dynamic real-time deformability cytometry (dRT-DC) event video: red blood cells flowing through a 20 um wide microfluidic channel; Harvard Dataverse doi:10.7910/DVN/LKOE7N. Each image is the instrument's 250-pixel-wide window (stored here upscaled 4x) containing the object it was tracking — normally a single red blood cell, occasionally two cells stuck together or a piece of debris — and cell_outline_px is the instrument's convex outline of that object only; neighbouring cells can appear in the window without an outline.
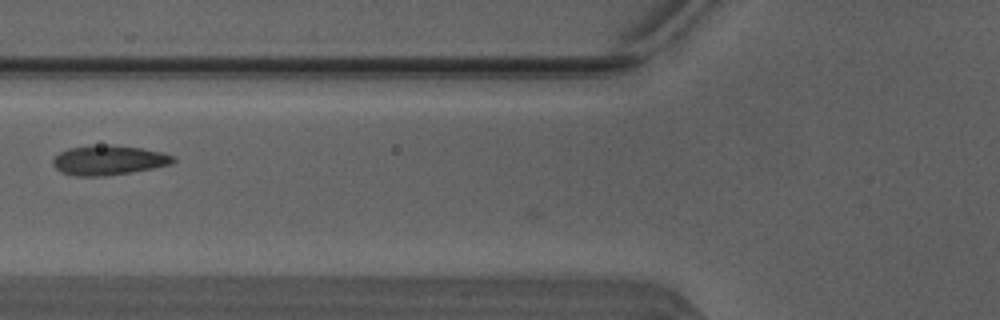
{"species": "Egyptian fruit bat (a non-hibernating species)", "species_latin": "Rousettus aegyptiacus", "temperature_condition": "warm", "stored_images_in_passage": 24, "camera_frame_rate_fps": 3000, "um_per_image_px": 0.085, "animal": {"sex": "male"}, "frame": {"image": 1, "passage_image": 4, "time_ms": 1.0, "image_size_px": [1000, 320], "cell_outline_px": [[176, 160], [172, 164], [132, 172], [104, 176], [76, 176], [60, 172], [52, 164], [52, 160], [60, 152], [68, 148], [92, 144], [112, 144], [140, 148], [160, 152], [176, 156]], "centroid_in_image_um": [9.22, 13.6], "position_along_channel_um": 116.6, "area_um2": 21.04}}
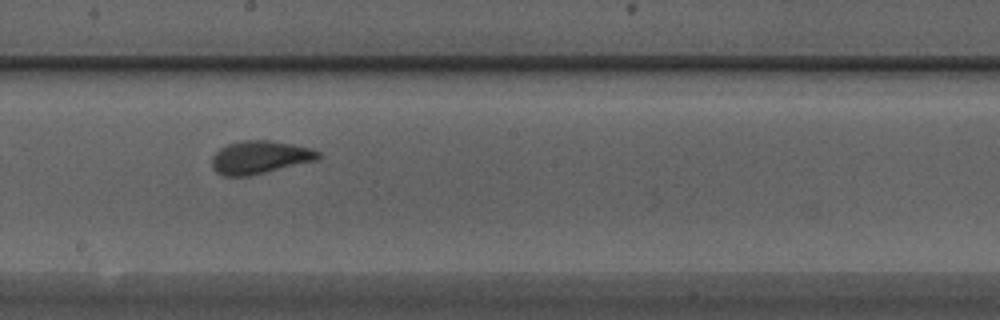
{"frame": {"image": 2, "passage_image": 12, "time_ms": 3.667, "image_size_px": [1000, 320], "cell_outline_px": [[320, 160], [252, 176], [224, 176], [216, 172], [212, 168], [212, 156], [220, 148], [228, 144], [244, 140], [272, 140], [312, 148], [320, 152]], "centroid_in_image_um": [22.13, 13.38], "position_along_channel_um": 226.1, "area_um2": 20.87}}
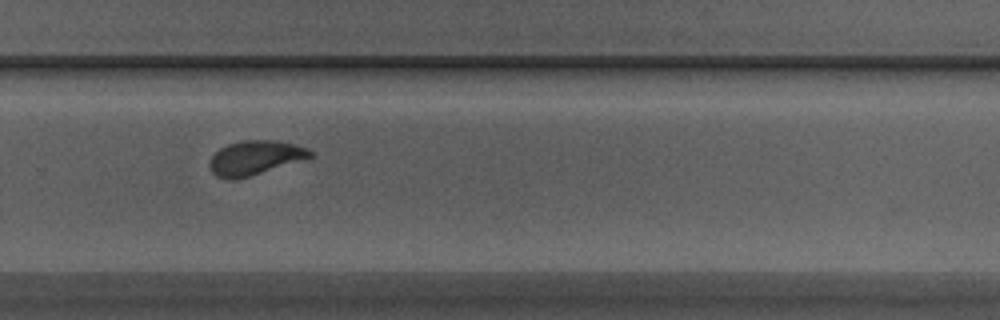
{"frame": {"image": 3, "passage_image": 18, "time_ms": 5.667, "image_size_px": [1000, 320], "cell_outline_px": [[312, 156], [248, 176], [228, 180], [216, 176], [212, 172], [208, 164], [212, 156], [220, 148], [228, 144], [244, 140], [276, 140], [292, 144], [304, 148], [312, 152]], "centroid_in_image_um": [21.59, 13.4], "position_along_channel_um": 308.2, "area_um2": 19.42}}